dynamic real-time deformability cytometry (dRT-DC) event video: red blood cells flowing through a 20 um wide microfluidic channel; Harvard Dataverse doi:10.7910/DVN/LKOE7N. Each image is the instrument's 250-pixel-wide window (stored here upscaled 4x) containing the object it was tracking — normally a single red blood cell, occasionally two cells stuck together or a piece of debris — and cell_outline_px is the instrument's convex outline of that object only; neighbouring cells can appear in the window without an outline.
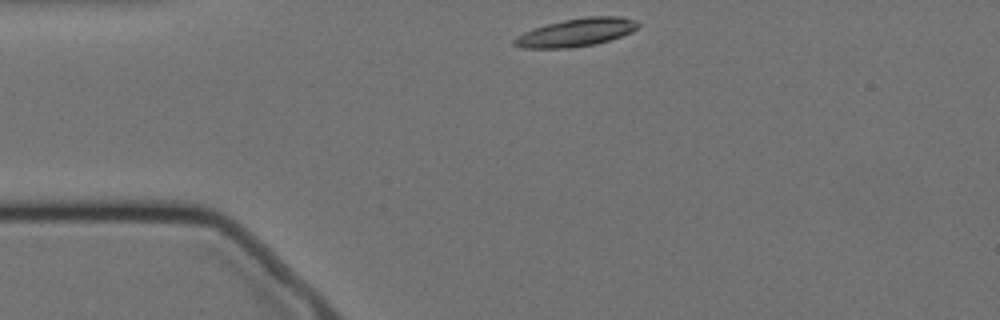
{"species": "Egyptian fruit bat (a non-hibernating species)", "species_latin": "Rousettus aegyptiacus", "temperature_condition": "cold", "stored_images_in_passage": 47, "camera_frame_rate_fps": 3000, "um_per_image_px": 0.085, "animal": {"sex": "female"}, "frame": {"image": 1, "passage_image": 1, "time_ms": 0.0, "image_size_px": [1000, 320], "cell_outline_px": [[640, 24], [632, 32], [596, 44], [568, 48], [524, 48], [512, 44], [512, 40], [516, 36], [532, 28], [564, 20], [588, 16], [620, 16], [632, 20]], "centroid_in_image_um": [48.93, 2.76], "position_along_channel_um": 36.1, "area_um2": 20.06}}
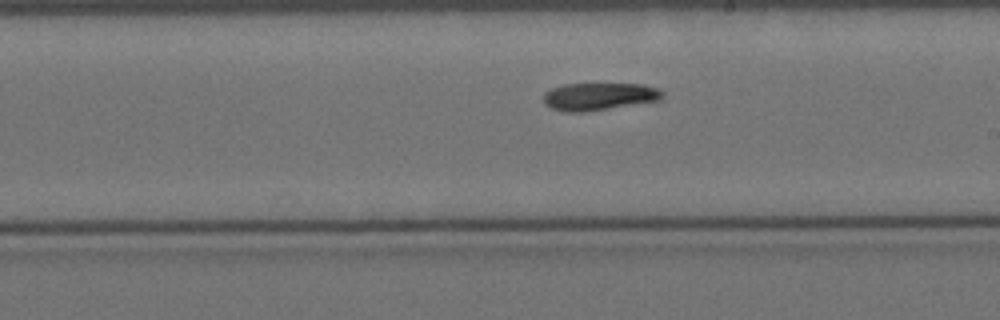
{"frame": {"image": 2, "passage_image": 21, "time_ms": 6.667, "image_size_px": [1000, 320], "cell_outline_px": [[664, 96], [660, 100], [588, 112], [568, 112], [552, 108], [544, 104], [544, 92], [552, 88], [564, 84], [644, 84], [660, 88], [664, 92]], "centroid_in_image_um": [50.96, 8.2], "position_along_channel_um": 238.0, "area_um2": 19.25}}
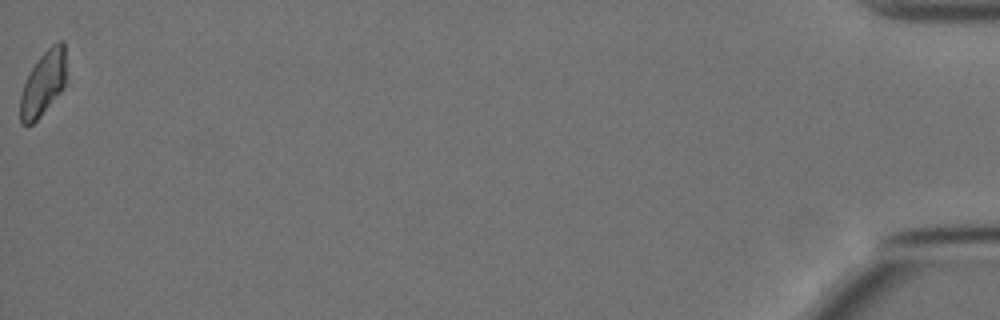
{"frame": {"image": 3, "passage_image": 47, "time_ms": 15.333, "image_size_px": [1000, 320], "cell_outline_px": [[64, 84], [60, 92], [40, 116], [32, 124], [20, 124], [20, 96], [28, 72], [40, 56], [52, 44], [60, 40], [64, 40]], "centroid_in_image_um": [3.63, 7.09], "position_along_channel_um": 431.6, "area_um2": 16.94}, "authors_computed_cell_mechanics": {"area_um2": 19.652, "velocity_mm_per_s": 3.4591, "shape_relaxation_time_tau1_ms": 8.3926, "shape_relaxation_time_tau2_ms": null, "deformation_change_tau1": 0.1702, "deformation_change_tau2": null}}